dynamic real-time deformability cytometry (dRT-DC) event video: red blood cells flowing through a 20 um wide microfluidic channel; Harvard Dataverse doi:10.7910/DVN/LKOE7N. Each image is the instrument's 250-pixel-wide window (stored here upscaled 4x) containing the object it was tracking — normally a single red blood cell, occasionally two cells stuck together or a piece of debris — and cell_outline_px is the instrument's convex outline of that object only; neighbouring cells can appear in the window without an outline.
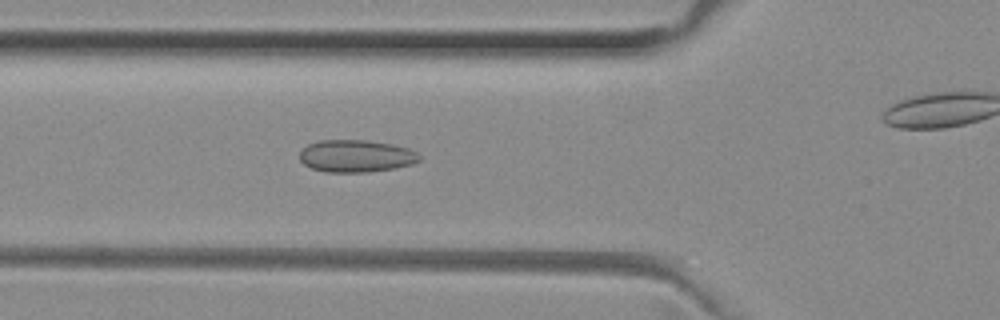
{"species": "common noctule bat (a hibernating species)", "species_latin": "Nyctalus noctula", "temperature_condition": "room temperature", "stored_images_in_passage": 28, "camera_frame_rate_fps": 3000, "um_per_image_px": 0.085, "animal": {"sex": "female", "body_mass_g": 29.2, "forearm_length_mm": 56.3}, "frame": {"image": 1, "passage_image": 5, "time_ms": 1.333, "image_size_px": [1000, 320], "cell_outline_px": [[420, 160], [412, 164], [396, 168], [368, 172], [324, 172], [312, 168], [304, 164], [300, 160], [300, 152], [308, 144], [320, 140], [368, 140], [392, 144], [408, 148], [416, 152], [420, 156]], "centroid_in_image_um": [30.27, 13.26], "position_along_channel_um": 95.5, "area_um2": 22.6}}
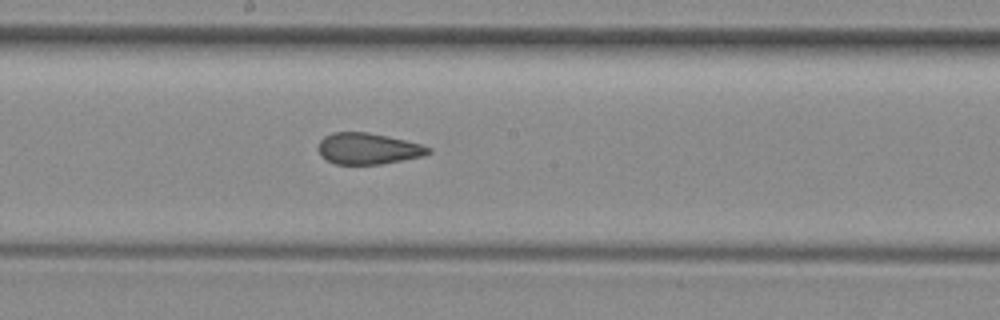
{"frame": {"image": 2, "passage_image": 14, "time_ms": 4.333, "image_size_px": [1000, 320], "cell_outline_px": [[432, 152], [424, 156], [380, 164], [336, 164], [320, 156], [316, 148], [320, 140], [324, 136], [332, 132], [368, 132], [388, 136], [420, 144], [432, 148]], "centroid_in_image_um": [31.26, 12.63], "position_along_channel_um": 216.9, "area_um2": 20.17}}
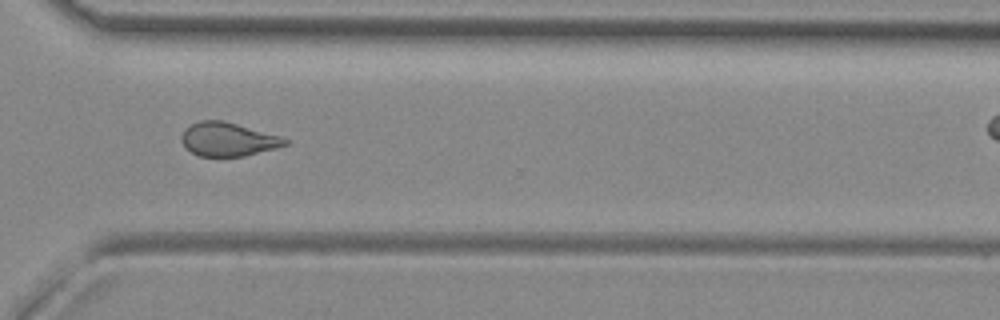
{"frame": {"image": 3, "passage_image": 24, "time_ms": 7.667, "image_size_px": [1000, 320], "cell_outline_px": [[292, 140], [288, 144], [276, 148], [244, 156], [200, 156], [184, 148], [180, 136], [184, 128], [200, 120], [224, 120], [280, 136]], "centroid_in_image_um": [19.37, 11.83], "position_along_channel_um": 351.2, "area_um2": 20.46}}